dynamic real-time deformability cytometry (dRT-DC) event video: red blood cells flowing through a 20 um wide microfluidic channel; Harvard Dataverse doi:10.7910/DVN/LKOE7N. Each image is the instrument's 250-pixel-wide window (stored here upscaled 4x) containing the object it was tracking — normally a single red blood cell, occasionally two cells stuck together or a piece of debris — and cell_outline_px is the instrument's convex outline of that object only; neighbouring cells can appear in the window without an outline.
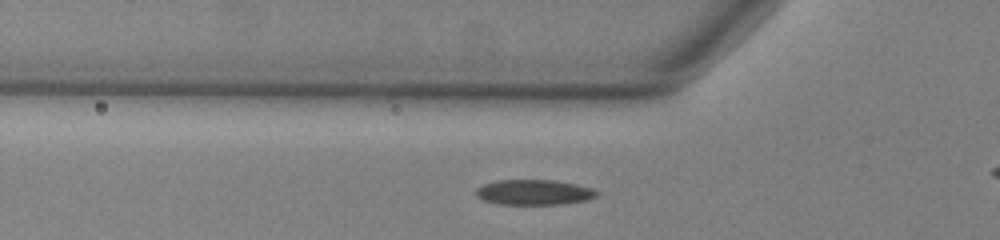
{"species": "common noctule bat (a hibernating species)", "species_latin": "Nyctalus noctula", "temperature_condition": "warm", "stored_images_in_passage": 31, "camera_frame_rate_fps": 3000, "um_per_image_px": 0.085, "animal": {"sex": "male", "body_mass_g": 13.0, "forearm_length_mm": 53.1}, "frame": {"image": 1, "passage_image": 3, "time_ms": 0.667, "image_size_px": [1000, 240], "cell_outline_px": [[600, 192], [596, 196], [588, 200], [564, 204], [496, 204], [484, 200], [476, 196], [476, 188], [484, 184], [496, 180], [556, 180], [576, 184], [592, 188]], "centroid_in_image_um": [45.41, 16.34], "position_along_channel_um": 80.4, "area_um2": 17.92}}
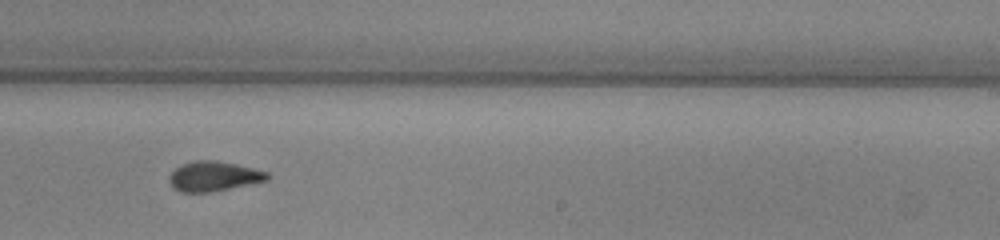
{"frame": {"image": 2, "passage_image": 18, "time_ms": 5.667, "image_size_px": [1000, 240], "cell_outline_px": [[272, 176], [268, 180], [212, 192], [180, 192], [172, 188], [168, 180], [168, 176], [180, 164], [196, 160], [216, 160], [236, 164], [268, 172]], "centroid_in_image_um": [18.14, 14.98], "position_along_channel_um": 270.9, "area_um2": 17.22}}
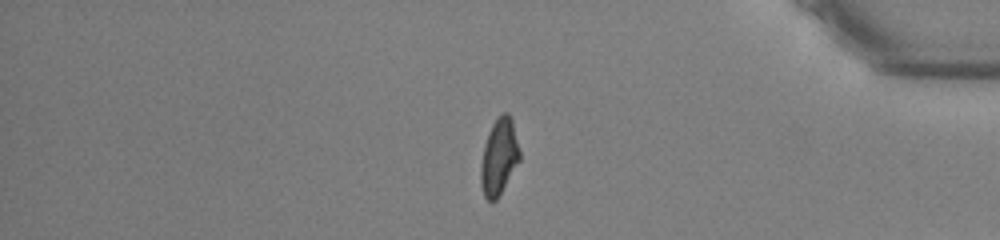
{"frame": {"image": 3, "passage_image": 30, "time_ms": 9.667, "image_size_px": [1000, 240], "cell_outline_px": [[520, 160], [496, 200], [488, 200], [484, 196], [480, 184], [480, 168], [484, 148], [488, 132], [492, 124], [500, 112], [508, 112], [512, 120], [520, 152]], "centroid_in_image_um": [42.41, 13.3], "position_along_channel_um": 392.8, "area_um2": 17.17}}